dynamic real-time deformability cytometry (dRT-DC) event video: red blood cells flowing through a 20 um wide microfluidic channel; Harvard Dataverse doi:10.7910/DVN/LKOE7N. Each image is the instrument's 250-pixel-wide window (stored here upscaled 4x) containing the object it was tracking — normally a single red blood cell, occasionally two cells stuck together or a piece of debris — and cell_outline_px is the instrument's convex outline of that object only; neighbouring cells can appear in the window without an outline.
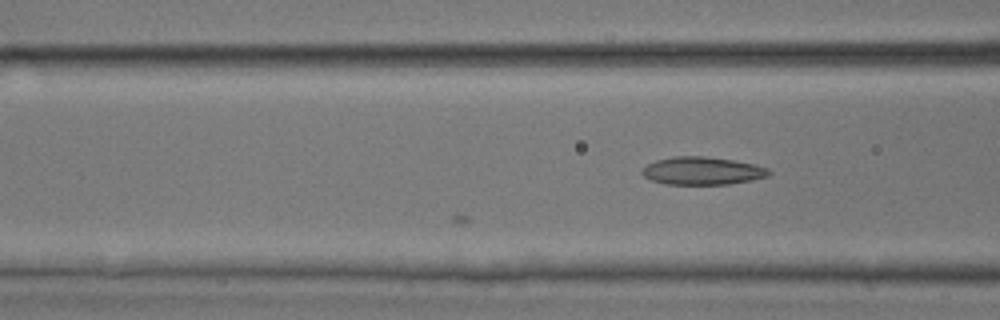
{"species": "common noctule bat (a hibernating species)", "species_latin": "Nyctalus noctula", "temperature_condition": "room temperature", "stored_images_in_passage": 3, "camera_frame_rate_fps": 3000, "um_per_image_px": 0.085, "animal": {"sex": "male", "body_mass_g": 17.9, "forearm_length_mm": 54.2}, "frame": {"image": 1, "passage_image": 3, "time_ms": 0.667, "image_size_px": [1000, 320], "cell_outline_px": [[772, 172], [768, 176], [752, 180], [728, 184], [664, 184], [652, 180], [644, 176], [640, 172], [648, 164], [656, 160], [672, 156], [704, 156], [732, 160], [756, 164], [768, 168]], "centroid_in_image_um": [59.71, 14.52], "position_along_channel_um": 106.9, "area_um2": 20.58}}